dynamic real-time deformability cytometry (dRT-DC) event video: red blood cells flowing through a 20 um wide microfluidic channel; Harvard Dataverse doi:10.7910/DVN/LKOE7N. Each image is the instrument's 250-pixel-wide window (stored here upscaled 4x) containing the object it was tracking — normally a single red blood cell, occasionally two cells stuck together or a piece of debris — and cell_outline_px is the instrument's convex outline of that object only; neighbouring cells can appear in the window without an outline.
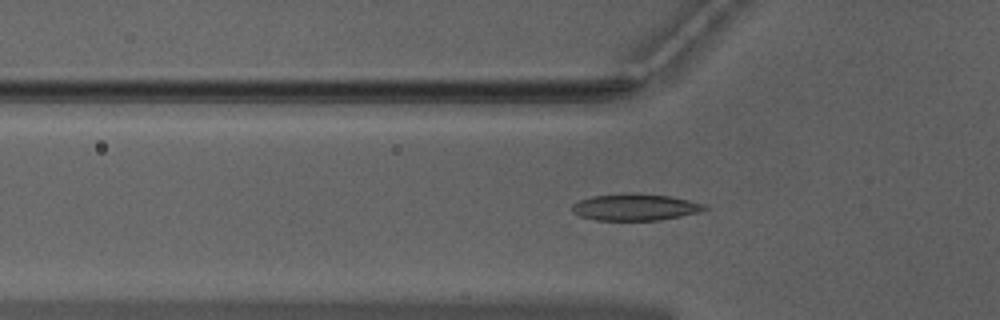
{"species": "Egyptian fruit bat (a non-hibernating species)", "species_latin": "Rousettus aegyptiacus", "temperature_condition": "warm", "stored_images_in_passage": 45, "camera_frame_rate_fps": 3000, "um_per_image_px": 0.085, "animal": {"sex": "male"}, "frame": {"image": 1, "passage_image": 12, "time_ms": 3.667, "image_size_px": [1000, 320], "cell_outline_px": [[708, 208], [700, 212], [660, 220], [596, 220], [580, 216], [572, 212], [572, 204], [580, 200], [592, 196], [624, 192], [632, 192], [668, 196], [688, 200], [704, 204]], "centroid_in_image_um": [53.96, 17.6], "position_along_channel_um": 71.8, "area_um2": 20.69}}
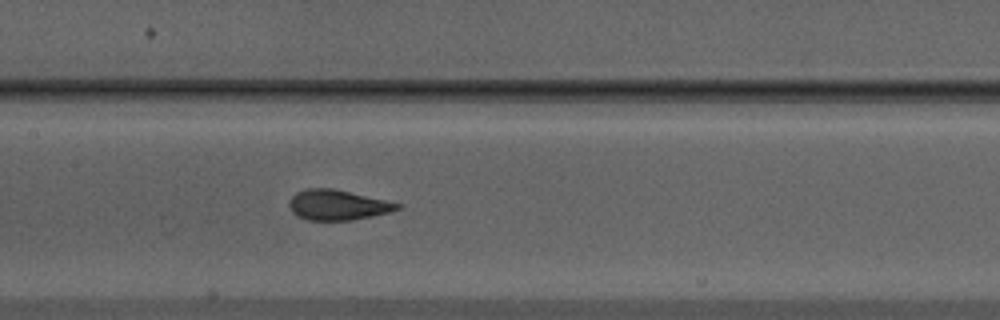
{"frame": {"image": 2, "passage_image": 20, "time_ms": 6.333, "image_size_px": [1000, 320], "cell_outline_px": [[404, 204], [400, 208], [388, 212], [372, 216], [352, 220], [308, 220], [296, 216], [292, 212], [288, 204], [288, 200], [296, 192], [308, 188], [332, 188]], "centroid_in_image_um": [28.67, 17.42], "position_along_channel_um": 178.7, "area_um2": 19.07}}
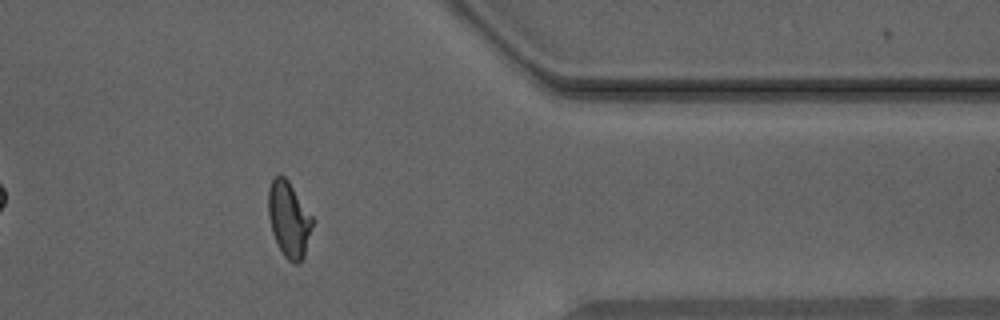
{"frame": {"image": 3, "passage_image": 37, "time_ms": 12.0, "image_size_px": [1000, 320], "cell_outline_px": [[312, 224], [304, 256], [296, 264], [292, 264], [284, 256], [272, 232], [268, 216], [268, 188], [272, 180], [280, 172], [288, 180], [312, 216]], "centroid_in_image_um": [24.53, 18.61], "position_along_channel_um": 386.9, "area_um2": 19.19}, "authors_computed_cell_mechanics": {"area_um2": 19.3052, "velocity_mm_per_s": 3.9804, "shape_relaxation_time_tau1_ms": 3.8519, "shape_relaxation_time_tau2_ms": null, "deformation_change_tau1": 0.169, "deformation_change_tau2": null}}